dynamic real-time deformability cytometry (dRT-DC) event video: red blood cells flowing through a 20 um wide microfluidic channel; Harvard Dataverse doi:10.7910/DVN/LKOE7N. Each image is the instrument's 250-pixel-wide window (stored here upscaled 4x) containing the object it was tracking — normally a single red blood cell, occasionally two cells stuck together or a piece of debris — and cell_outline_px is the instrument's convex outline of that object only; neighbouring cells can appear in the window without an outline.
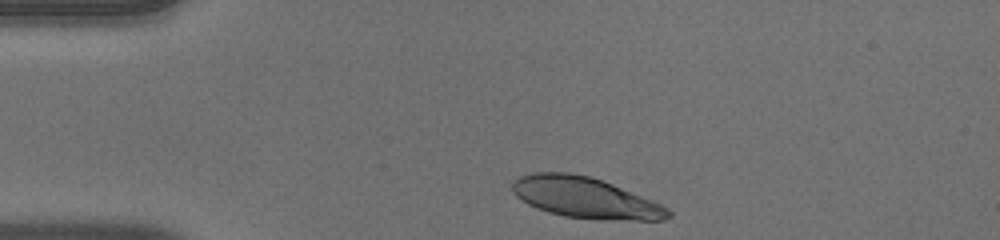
{"species": "human", "species_latin": "Homo sapiens", "temperature_condition": "warm", "stored_images_in_passage": 34, "camera_frame_rate_fps": 3000, "um_per_image_px": 0.085, "donor": {"sex": "male"}, "frame": {"image": 1, "passage_image": 1, "time_ms": 0.0, "image_size_px": [1000, 240], "cell_outline_px": [[672, 216], [664, 220], [600, 220], [564, 216], [548, 212], [536, 208], [528, 204], [516, 196], [512, 192], [512, 180], [520, 176], [532, 172], [568, 172], [588, 176], [612, 184], [652, 200], [668, 208], [672, 212]], "centroid_in_image_um": [49.73, 16.81], "position_along_channel_um": 35.3, "area_um2": 37.22}}
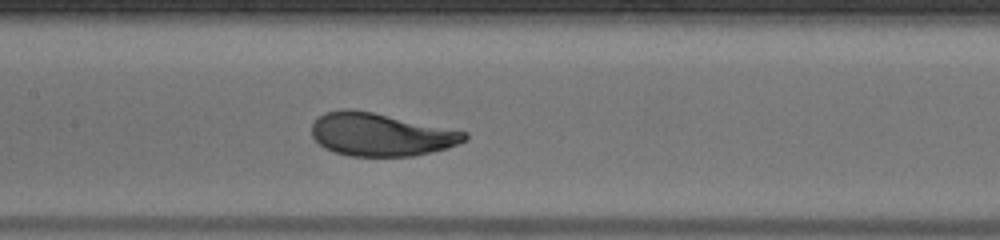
{"frame": {"image": 2, "passage_image": 15, "time_ms": 4.667, "image_size_px": [1000, 240], "cell_outline_px": [[468, 140], [448, 148], [412, 156], [348, 156], [324, 148], [312, 136], [312, 124], [324, 112], [344, 108], [348, 108], [372, 112], [468, 132]], "centroid_in_image_um": [32.37, 11.43], "position_along_channel_um": 175.0, "area_um2": 38.21}}
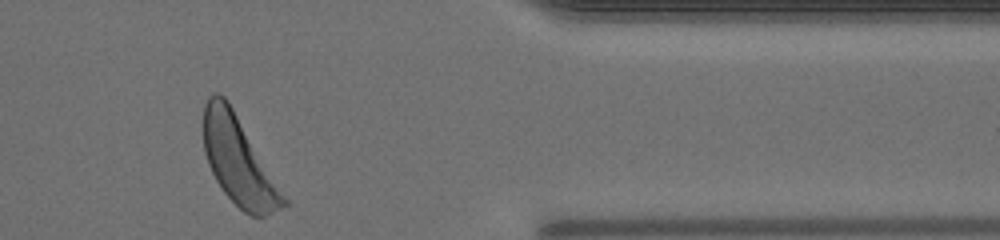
{"frame": {"image": 3, "passage_image": 33, "time_ms": 10.667, "image_size_px": [1000, 240], "cell_outline_px": [[288, 204], [264, 216], [252, 216], [244, 212], [224, 192], [216, 180], [208, 164], [204, 152], [204, 104], [208, 96], [216, 92], [224, 96], [228, 100], [288, 200]], "centroid_in_image_um": [20.27, 13.67], "position_along_channel_um": 391.1, "area_um2": 40.34}, "authors_computed_cell_mechanics": {"area_um2": 38.2058, "velocity_mm_per_s": 3.9598, "shape_relaxation_time_tau1_ms": 2.8972, "shape_relaxation_time_tau2_ms": null, "deformation_change_tau1": 0.1679, "deformation_change_tau2": null}}